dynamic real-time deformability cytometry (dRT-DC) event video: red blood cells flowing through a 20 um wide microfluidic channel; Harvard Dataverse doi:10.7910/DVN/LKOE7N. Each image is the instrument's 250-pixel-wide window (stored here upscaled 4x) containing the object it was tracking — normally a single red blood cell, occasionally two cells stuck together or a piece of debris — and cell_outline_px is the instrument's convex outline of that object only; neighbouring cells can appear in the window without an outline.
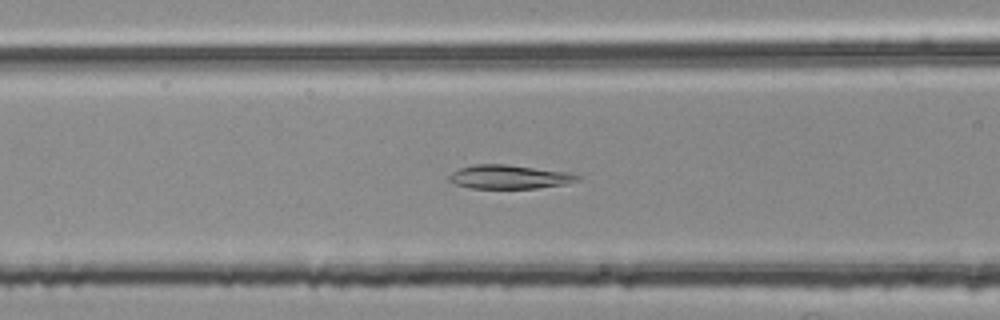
{"species": "common noctule bat (a hibernating species)", "species_latin": "Nyctalus noctula", "temperature_condition": "room temperature", "stored_images_in_passage": 47, "camera_frame_rate_fps": 3000, "um_per_image_px": 0.085, "animal": {"sex": "female", "body_mass_g": 25.1}, "frame": {"image": 1, "passage_image": 21, "time_ms": 6.667, "image_size_px": [1000, 320], "cell_outline_px": [[580, 180], [564, 184], [536, 188], [472, 188], [456, 184], [448, 180], [448, 176], [452, 172], [460, 168], [472, 164], [504, 164], [568, 172], [580, 176]], "centroid_in_image_um": [43.26, 15.03], "position_along_channel_um": 123.3, "area_um2": 17.69}}
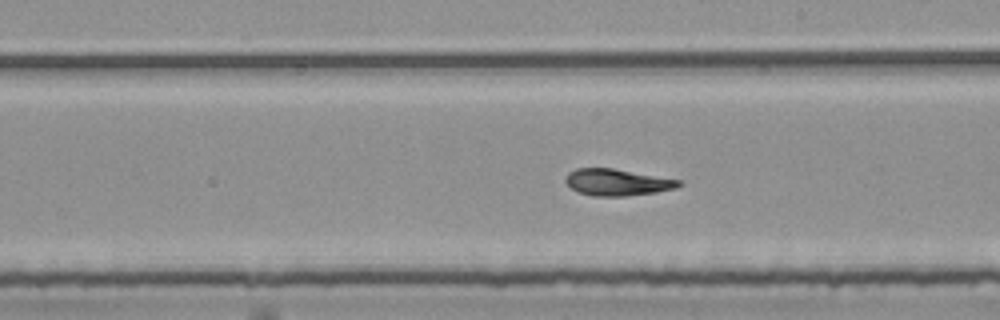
{"frame": {"image": 2, "passage_image": 30, "time_ms": 9.667, "image_size_px": [1000, 320], "cell_outline_px": [[684, 184], [676, 188], [656, 192], [624, 196], [592, 196], [580, 192], [572, 188], [564, 180], [564, 176], [568, 172], [576, 168], [612, 168], [684, 180]], "centroid_in_image_um": [52.5, 15.48], "position_along_channel_um": 236.5, "area_um2": 17.74}}
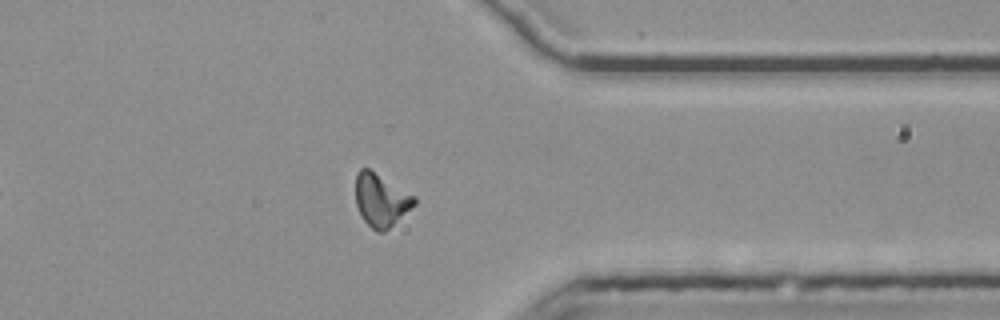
{"frame": {"image": 3, "passage_image": 42, "time_ms": 13.667, "image_size_px": [1000, 320], "cell_outline_px": [[416, 204], [384, 232], [376, 232], [364, 220], [356, 204], [356, 172], [360, 168], [368, 168], [416, 196]], "centroid_in_image_um": [32.39, 17.0], "position_along_channel_um": 379.0, "area_um2": 17.92}, "authors_computed_cell_mechanics": {"area_um2": 18.3226, "velocity_mm_per_s": 3.7762, "shape_relaxation_time_tau1_ms": null, "shape_relaxation_time_tau2_ms": 2.2645, "deformation_change_tau1": null, "deformation_change_tau2": 0.0709}}